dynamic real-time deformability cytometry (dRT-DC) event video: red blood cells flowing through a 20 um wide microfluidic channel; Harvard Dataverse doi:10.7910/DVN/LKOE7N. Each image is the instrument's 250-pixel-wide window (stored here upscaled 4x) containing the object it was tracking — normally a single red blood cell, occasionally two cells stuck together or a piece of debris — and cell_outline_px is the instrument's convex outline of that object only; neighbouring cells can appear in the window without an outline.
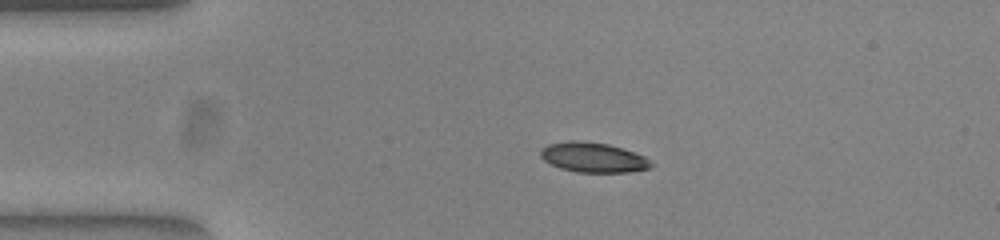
{"species": "common noctule bat (a hibernating species)", "species_latin": "Nyctalus noctula", "temperature_condition": "warm", "stored_images_in_passage": 42, "camera_frame_rate_fps": 3000, "um_per_image_px": 0.085, "animal": {"sex": "female", "body_mass_g": 23.0, "forearm_length_mm": 53.4}, "frame": {"image": 1, "passage_image": 1, "time_ms": 0.0, "image_size_px": [1000, 240], "cell_outline_px": [[656, 164], [648, 168], [628, 172], [576, 172], [560, 168], [544, 160], [540, 156], [540, 152], [548, 144], [572, 140], [608, 144], [644, 156]], "centroid_in_image_um": [50.43, 13.39], "position_along_channel_um": 34.6, "area_um2": 18.96}}
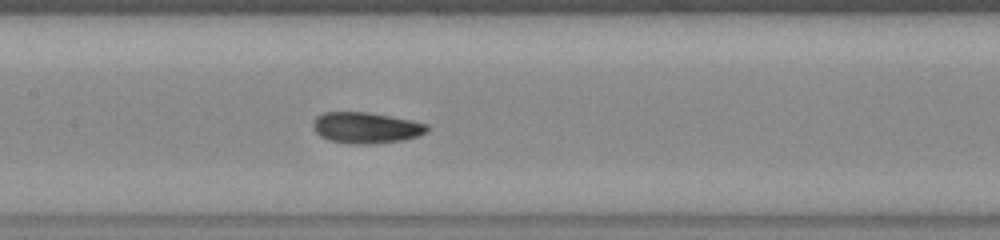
{"frame": {"image": 2, "passage_image": 15, "time_ms": 4.667, "image_size_px": [1000, 240], "cell_outline_px": [[428, 128], [424, 132], [416, 136], [404, 140], [372, 144], [352, 144], [328, 140], [320, 136], [312, 128], [312, 124], [316, 116], [324, 112], [364, 112], [412, 120], [428, 124]], "centroid_in_image_um": [31.06, 10.86], "position_along_channel_um": 176.3, "area_um2": 20.58}}
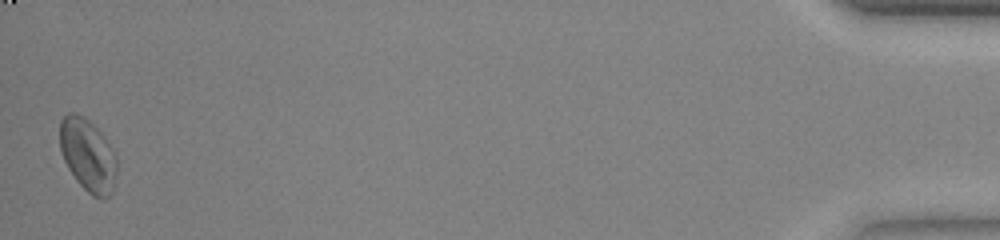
{"frame": {"image": 3, "passage_image": 42, "time_ms": 13.667, "image_size_px": [1000, 240], "cell_outline_px": [[116, 172], [112, 192], [104, 200], [100, 200], [92, 196], [76, 180], [68, 168], [64, 160], [60, 148], [60, 120], [68, 112], [76, 112], [84, 116], [104, 136], [116, 156]], "centroid_in_image_um": [7.46, 13.19], "position_along_channel_um": 427.7, "area_um2": 24.16}, "authors_computed_cell_mechanics": {"area_um2": 20.8369, "velocity_mm_per_s": 3.8781, "shape_relaxation_time_tau1_ms": 6.1732, "shape_relaxation_time_tau2_ms": 1.7624, "deformation_change_tau1": 0.1804, "deformation_change_tau2": 0.0547}}